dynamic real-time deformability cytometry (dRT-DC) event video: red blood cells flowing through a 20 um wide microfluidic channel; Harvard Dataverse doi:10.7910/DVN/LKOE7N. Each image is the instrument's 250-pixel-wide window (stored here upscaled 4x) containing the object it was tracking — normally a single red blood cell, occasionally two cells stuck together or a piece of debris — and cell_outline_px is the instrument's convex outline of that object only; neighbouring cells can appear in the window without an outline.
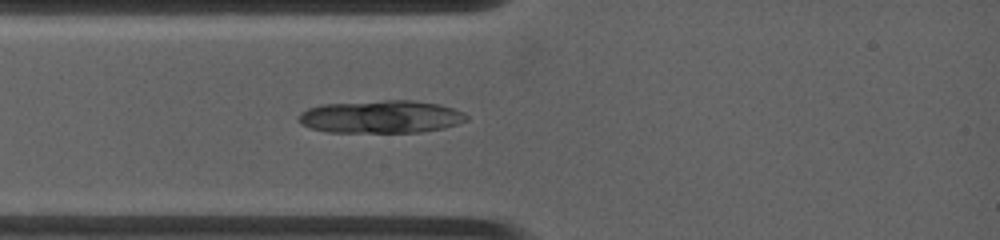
{"species": "common noctule bat (a hibernating species)", "species_latin": "Nyctalus noctula", "temperature_condition": "warm", "stored_images_in_passage": 1, "camera_frame_rate_fps": 4500, "um_per_image_px": 0.085, "animal": {"sex": "female", "body_mass_g": 19.0, "forearm_length_mm": 53.3}, "frame": {"image": 1, "passage_image": 1, "time_ms": 0.0, "image_size_px": [1000, 240], "cell_outline_px": [[468, 120], [444, 128], [420, 132], [328, 132], [308, 128], [300, 124], [296, 116], [300, 112], [308, 108], [320, 104], [384, 100], [412, 100], [440, 104], [464, 112], [468, 116]], "centroid_in_image_um": [32.34, 9.92], "position_along_channel_um": 52.7, "area_um2": 32.43}}